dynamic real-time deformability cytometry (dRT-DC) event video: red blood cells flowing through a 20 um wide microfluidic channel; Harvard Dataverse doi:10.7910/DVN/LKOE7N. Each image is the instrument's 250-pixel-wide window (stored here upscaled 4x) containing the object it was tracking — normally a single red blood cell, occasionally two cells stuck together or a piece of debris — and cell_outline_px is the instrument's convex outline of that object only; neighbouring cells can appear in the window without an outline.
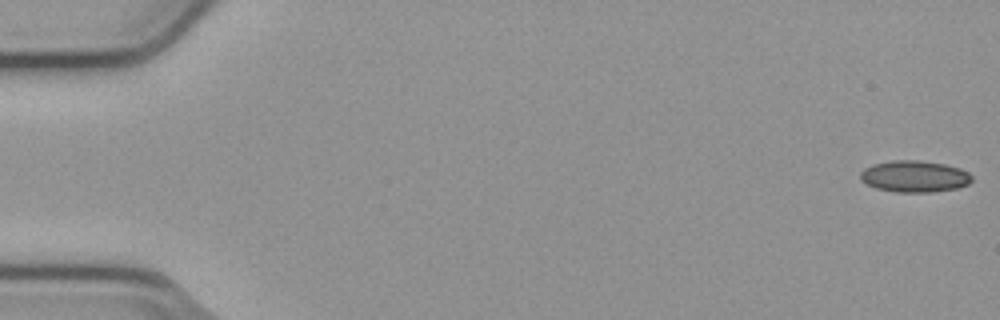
{"species": "common noctule bat (a hibernating species)", "species_latin": "Nyctalus noctula", "temperature_condition": "cold", "stored_images_in_passage": 51, "camera_frame_rate_fps": 3000, "um_per_image_px": 0.085, "animal": {"sex": "male", "body_mass_g": 23.1, "forearm_length_mm": 52.7}, "frame": {"image": 1, "passage_image": 1, "time_ms": 0.0, "image_size_px": [1000, 320], "cell_outline_px": [[972, 180], [968, 184], [956, 188], [932, 192], [896, 192], [876, 188], [860, 180], [860, 172], [864, 168], [872, 164], [892, 160], [916, 160], [944, 164], [960, 168], [968, 172], [972, 176]], "centroid_in_image_um": [77.71, 14.99], "position_along_channel_um": 7.3, "area_um2": 20.52}}
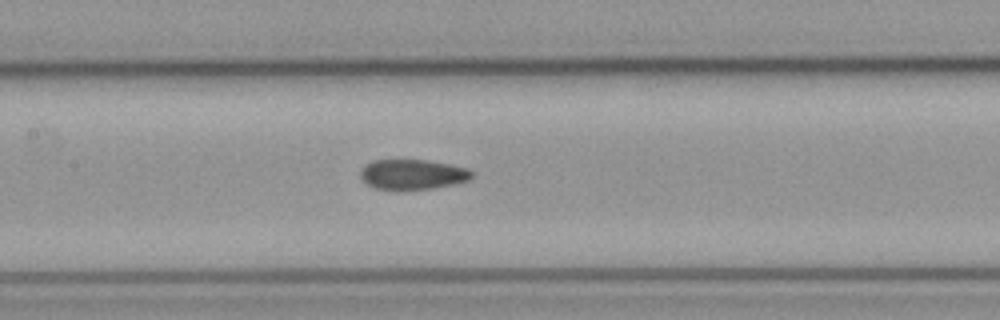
{"frame": {"image": 2, "passage_image": 26, "time_ms": 8.333, "image_size_px": [1000, 320], "cell_outline_px": [[472, 176], [468, 180], [452, 184], [432, 188], [396, 192], [376, 188], [368, 184], [360, 176], [360, 172], [372, 160], [428, 160], [468, 168], [472, 172]], "centroid_in_image_um": [35.05, 14.85], "position_along_channel_um": 172.3, "area_um2": 19.65}}
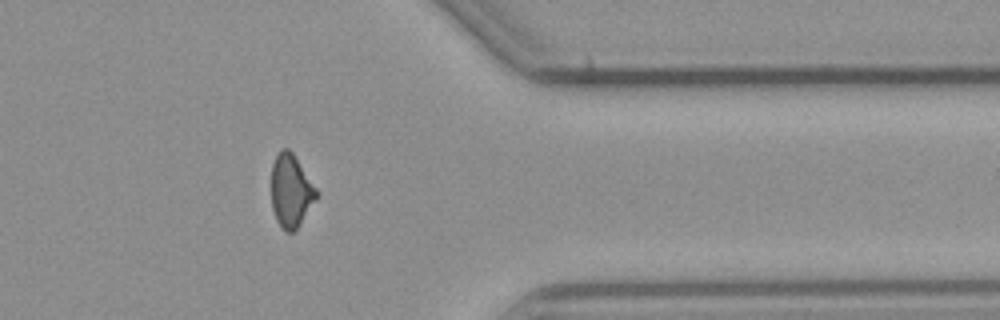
{"frame": {"image": 3, "passage_image": 44, "time_ms": 14.333, "image_size_px": [1000, 320], "cell_outline_px": [[320, 192], [300, 224], [292, 232], [284, 232], [280, 228], [276, 220], [272, 208], [272, 164], [280, 148], [288, 148], [292, 152]], "centroid_in_image_um": [24.73, 16.22], "position_along_channel_um": 386.7, "area_um2": 19.25}, "authors_computed_cell_mechanics": {"area_um2": 19.9988, "velocity_mm_per_s": 3.8264, "shape_relaxation_time_tau1_ms": null, "shape_relaxation_time_tau2_ms": 3.3709, "deformation_change_tau1": null, "deformation_change_tau2": 0.0814}}